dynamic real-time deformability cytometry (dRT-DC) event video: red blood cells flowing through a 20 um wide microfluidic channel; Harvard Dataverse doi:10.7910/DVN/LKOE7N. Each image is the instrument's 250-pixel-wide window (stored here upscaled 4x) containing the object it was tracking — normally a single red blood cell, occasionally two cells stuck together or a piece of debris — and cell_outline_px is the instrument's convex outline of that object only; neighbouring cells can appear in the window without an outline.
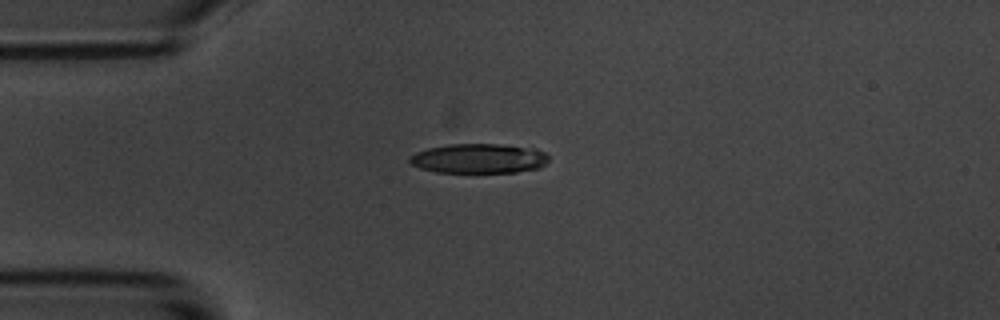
{"species": "common noctule bat (a hibernating species)", "species_latin": "Nyctalus noctula", "temperature_condition": "room temperature", "stored_images_in_passage": 12, "camera_frame_rate_fps": 3000, "um_per_image_px": 0.085, "animal": {"sex": "male", "body_mass_g": 20.1, "forearm_length_mm": 53.5}, "frame": {"image": 1, "passage_image": 1, "time_ms": 0.0, "image_size_px": [1000, 320], "cell_outline_px": [[548, 160], [540, 168], [516, 172], [436, 172], [420, 168], [412, 164], [408, 160], [408, 156], [416, 152], [428, 148], [448, 144], [500, 144], [536, 148], [544, 152], [548, 156]], "centroid_in_image_um": [40.7, 13.46], "position_along_channel_um": 44.3, "area_um2": 24.1}}
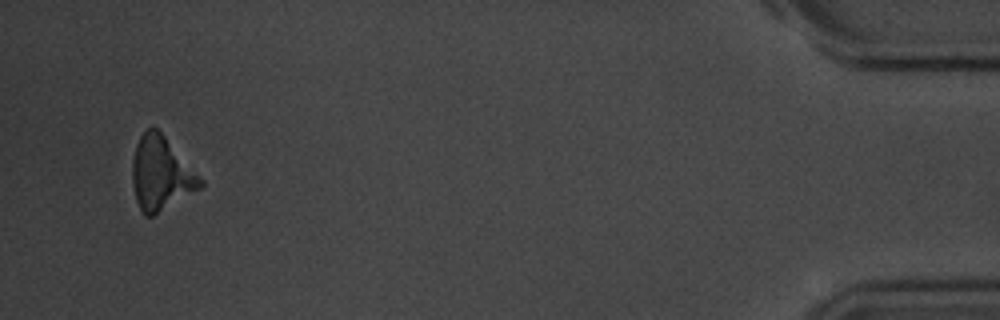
{"frame": {"image": 2, "passage_image": 12, "time_ms": 13.667, "image_size_px": [1000, 320], "cell_outline_px": [[204, 184], [200, 188], [152, 216], [144, 216], [136, 200], [132, 180], [132, 160], [136, 144], [140, 136], [152, 124], [164, 136], [204, 180]], "centroid_in_image_um": [13.66, 14.75], "position_along_channel_um": 421.5, "area_um2": 28.78}}